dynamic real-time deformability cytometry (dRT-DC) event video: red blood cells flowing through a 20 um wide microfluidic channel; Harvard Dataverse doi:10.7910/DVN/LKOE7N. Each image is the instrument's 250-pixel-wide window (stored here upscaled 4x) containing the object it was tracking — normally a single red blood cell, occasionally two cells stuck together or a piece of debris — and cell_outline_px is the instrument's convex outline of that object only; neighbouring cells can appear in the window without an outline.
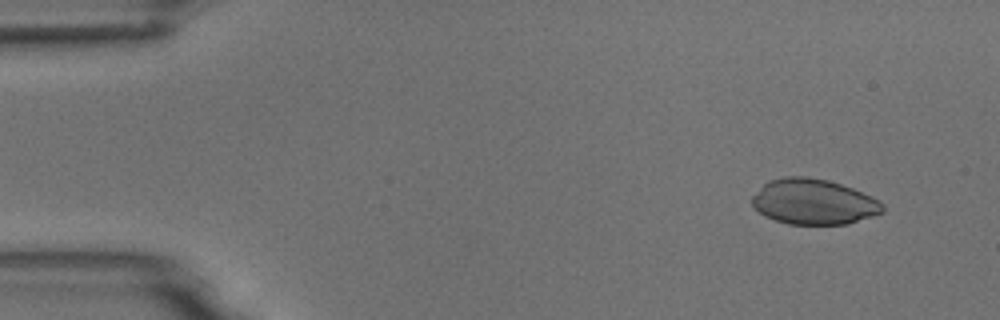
{"species": "common noctule bat (a hibernating species)", "species_latin": "Nyctalus noctula", "temperature_condition": "room temperature", "stored_images_in_passage": 5, "camera_frame_rate_fps": 3000, "um_per_image_px": 0.085, "animal": {"sex": "male", "body_mass_g": 18.8}, "frame": {"image": 1, "passage_image": 2, "time_ms": 1.333, "image_size_px": [1000, 320], "cell_outline_px": [[884, 212], [848, 224], [788, 224], [764, 216], [752, 204], [752, 196], [768, 180], [784, 176], [808, 176], [828, 180], [852, 188], [872, 196], [884, 204]], "centroid_in_image_um": [69.16, 17.14], "position_along_channel_um": 15.8, "area_um2": 34.62}}